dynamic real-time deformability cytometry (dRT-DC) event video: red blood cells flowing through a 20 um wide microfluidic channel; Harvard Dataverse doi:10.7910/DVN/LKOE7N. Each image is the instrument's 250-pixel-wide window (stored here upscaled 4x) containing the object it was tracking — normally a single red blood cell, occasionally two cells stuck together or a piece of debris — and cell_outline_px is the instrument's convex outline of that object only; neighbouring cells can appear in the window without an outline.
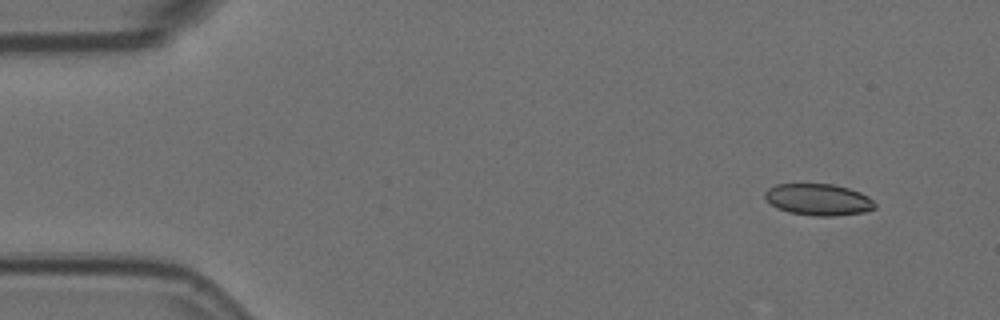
{"species": "Egyptian fruit bat (a non-hibernating species)", "species_latin": "Rousettus aegyptiacus", "temperature_condition": "room temperature", "stored_images_in_passage": 5, "segment_of_instrument_passage": [1, 2], "camera_frame_rate_fps": 3000, "um_per_image_px": 0.085, "animal": {"sex": "female"}, "frame": {"image": 1, "passage_image": 1, "time_ms": 0.0, "image_size_px": [1000, 320], "cell_outline_px": [[876, 208], [864, 212], [832, 216], [812, 216], [788, 212], [776, 208], [764, 196], [764, 192], [768, 188], [776, 184], [832, 184], [848, 188], [860, 192], [868, 196], [876, 204]], "centroid_in_image_um": [69.56, 16.97], "position_along_channel_um": 15.4, "area_um2": 20.29}}
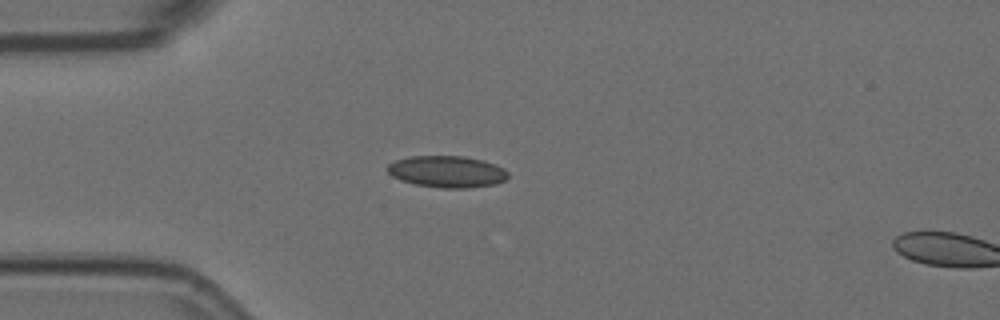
{"frame": {"image": 2, "passage_image": 4, "time_ms": 1.0, "image_size_px": [1000, 320], "cell_outline_px": [[508, 176], [504, 180], [496, 184], [468, 188], [444, 188], [416, 184], [400, 180], [392, 176], [388, 172], [388, 164], [396, 160], [408, 156], [464, 156], [484, 160], [496, 164], [504, 168], [508, 172]], "centroid_in_image_um": [38.02, 14.58], "position_along_channel_um": 47.0, "area_um2": 22.31}}